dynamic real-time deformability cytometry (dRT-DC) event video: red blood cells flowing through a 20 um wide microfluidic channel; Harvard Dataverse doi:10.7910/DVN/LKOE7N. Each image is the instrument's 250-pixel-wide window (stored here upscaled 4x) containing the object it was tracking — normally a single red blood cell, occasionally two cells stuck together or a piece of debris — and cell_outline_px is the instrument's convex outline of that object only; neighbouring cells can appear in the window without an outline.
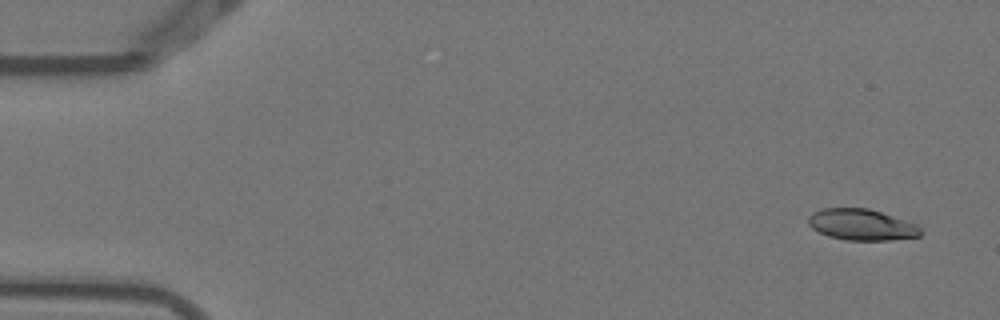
{"species": "Egyptian fruit bat (a non-hibernating species)", "species_latin": "Rousettus aegyptiacus", "temperature_condition": "warm", "stored_images_in_passage": 4, "camera_frame_rate_fps": 3000, "um_per_image_px": 0.085, "animal": {"sex": "female"}, "frame": {"image": 1, "passage_image": 1, "time_ms": 0.0, "image_size_px": [1000, 320], "cell_outline_px": [[920, 236], [888, 240], [844, 240], [828, 236], [812, 228], [808, 224], [808, 216], [812, 212], [824, 208], [868, 208], [916, 224], [920, 228]], "centroid_in_image_um": [73.19, 19.1], "position_along_channel_um": 11.8, "area_um2": 20.23}}
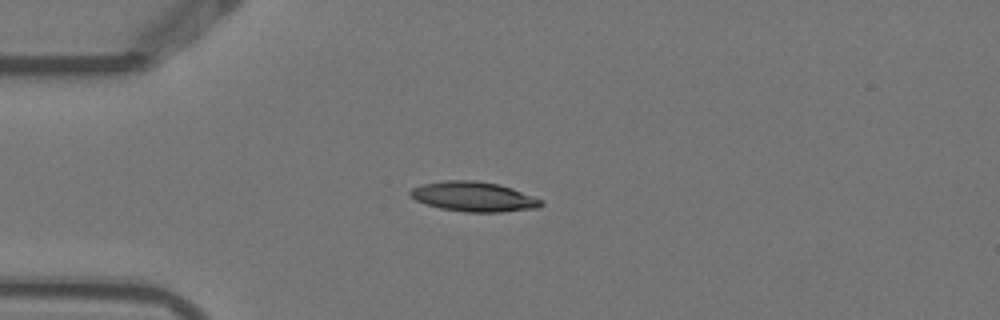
{"frame": {"image": 2, "passage_image": 4, "time_ms": 1.0, "image_size_px": [1000, 320], "cell_outline_px": [[544, 204], [540, 208], [500, 212], [464, 212], [440, 208], [416, 200], [408, 192], [412, 188], [420, 184], [444, 180], [476, 180], [500, 184], [512, 188], [544, 200]], "centroid_in_image_um": [40.3, 16.71], "position_along_channel_um": 44.7, "area_um2": 22.95}}